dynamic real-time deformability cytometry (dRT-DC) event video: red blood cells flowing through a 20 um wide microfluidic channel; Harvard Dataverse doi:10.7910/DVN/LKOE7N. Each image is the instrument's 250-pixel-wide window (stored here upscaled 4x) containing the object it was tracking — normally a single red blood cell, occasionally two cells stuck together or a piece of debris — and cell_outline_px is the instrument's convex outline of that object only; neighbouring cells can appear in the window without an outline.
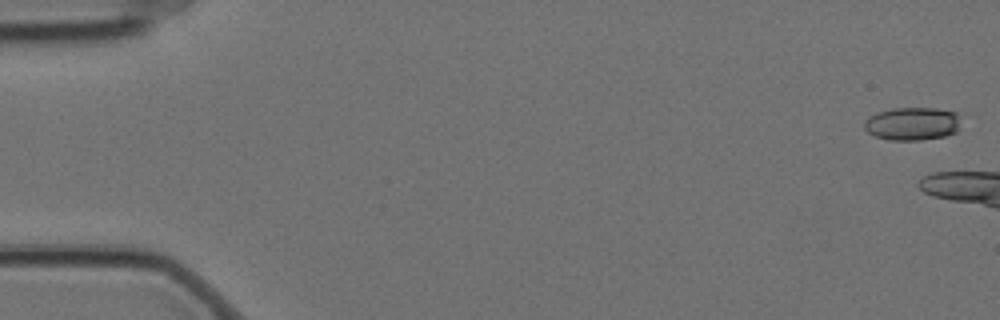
{"species": "Egyptian fruit bat (a non-hibernating species)", "species_latin": "Rousettus aegyptiacus", "temperature_condition": "cold", "stored_images_in_passage": 3, "camera_frame_rate_fps": 3000, "um_per_image_px": 0.085, "animal": {"sex": "female"}, "frame": {"image": 1, "passage_image": 1, "time_ms": 0.0, "image_size_px": [1000, 320], "cell_outline_px": [[956, 132], [944, 136], [920, 140], [892, 140], [876, 136], [868, 132], [864, 128], [864, 120], [868, 116], [876, 112], [892, 108], [936, 108], [956, 112]], "centroid_in_image_um": [77.46, 10.51], "position_along_channel_um": 7.5, "area_um2": 18.38}}